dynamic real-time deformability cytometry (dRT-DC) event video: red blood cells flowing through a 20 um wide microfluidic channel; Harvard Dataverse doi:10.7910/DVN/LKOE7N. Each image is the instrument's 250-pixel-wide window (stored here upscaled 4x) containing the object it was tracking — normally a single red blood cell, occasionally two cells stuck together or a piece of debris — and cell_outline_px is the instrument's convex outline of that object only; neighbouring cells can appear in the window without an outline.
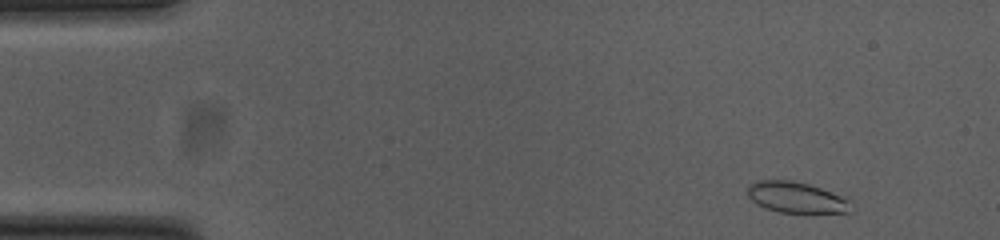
{"species": "common noctule bat (a hibernating species)", "species_latin": "Nyctalus noctula", "temperature_condition": "cold", "stored_images_in_passage": 50, "camera_frame_rate_fps": 3000, "um_per_image_px": 0.085, "animal": {"sex": "female", "body_mass_g": 23.0, "forearm_length_mm": 53.4}, "frame": {"image": 1, "passage_image": 2, "time_ms": 0.333, "image_size_px": [1000, 240], "cell_outline_px": [[856, 212], [848, 216], [804, 216], [780, 212], [764, 208], [756, 204], [748, 196], [748, 184], [756, 180], [792, 180], [808, 184], [848, 196], [852, 200]], "centroid_in_image_um": [67.95, 16.89], "position_along_channel_um": 17.0, "area_um2": 20.92}}
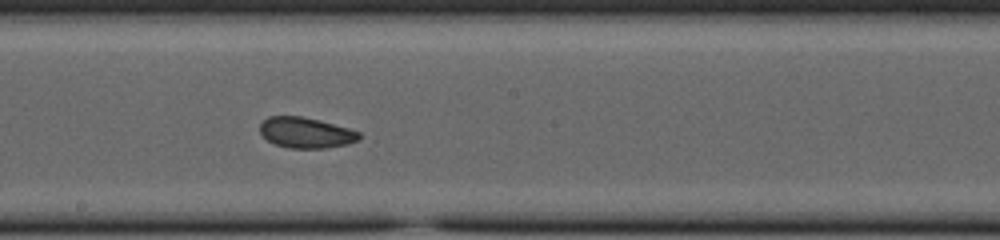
{"frame": {"image": 2, "passage_image": 26, "time_ms": 8.333, "image_size_px": [1000, 240], "cell_outline_px": [[360, 140], [348, 144], [324, 148], [288, 148], [276, 144], [268, 140], [260, 132], [260, 124], [268, 116], [300, 116], [320, 120], [348, 128], [360, 132]], "centroid_in_image_um": [26.02, 11.28], "position_along_channel_um": 222.2, "area_um2": 17.69}}
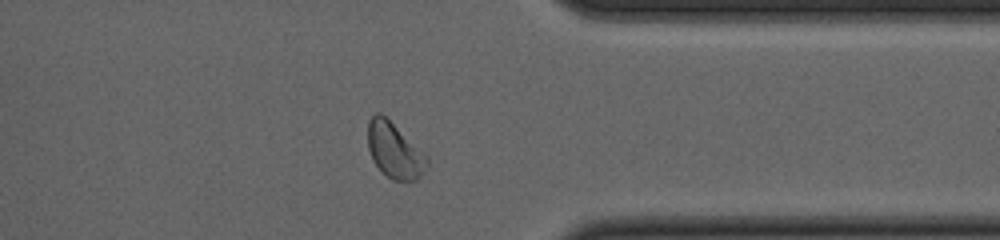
{"frame": {"image": 3, "passage_image": 39, "time_ms": 12.667, "image_size_px": [1000, 240], "cell_outline_px": [[428, 164], [420, 176], [416, 180], [392, 180], [372, 160], [368, 148], [368, 120], [376, 112], [380, 112], [428, 156]], "centroid_in_image_um": [33.52, 12.78], "position_along_channel_um": 377.9, "area_um2": 18.79}, "authors_computed_cell_mechanics": {"area_um2": 18.6405, "velocity_mm_per_s": 3.7708, "shape_relaxation_time_tau1_ms": 1.609, "shape_relaxation_time_tau2_ms": 1.8364, "deformation_change_tau1": 0.093, "deformation_change_tau2": 0.0678}}